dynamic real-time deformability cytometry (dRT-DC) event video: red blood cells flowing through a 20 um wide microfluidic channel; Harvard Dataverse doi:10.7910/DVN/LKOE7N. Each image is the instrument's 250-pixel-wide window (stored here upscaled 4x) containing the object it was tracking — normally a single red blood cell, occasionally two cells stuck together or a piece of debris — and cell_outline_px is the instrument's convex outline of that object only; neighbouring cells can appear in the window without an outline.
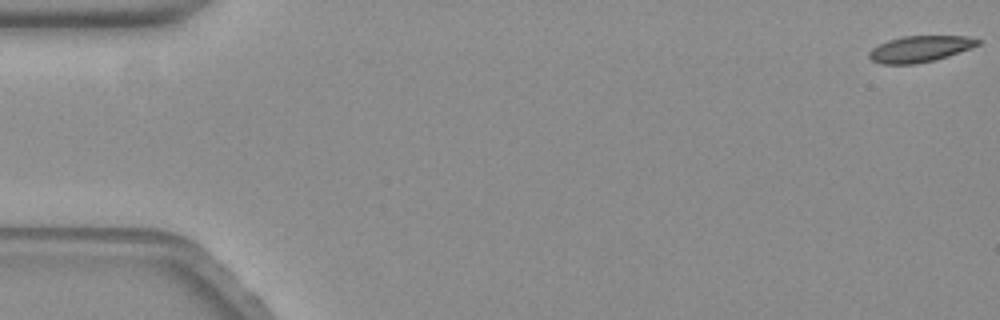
{"species": "common noctule bat (a hibernating species)", "species_latin": "Nyctalus noctula", "temperature_condition": "warm", "stored_images_in_passage": 60, "camera_frame_rate_fps": 3000, "um_per_image_px": 0.085, "animal": {"sex": "female", "body_mass_g": 19.3, "forearm_length_mm": 54.1}, "frame": {"image": 1, "passage_image": 1, "time_ms": 0.0, "image_size_px": [1000, 320], "cell_outline_px": [[980, 44], [948, 56], [916, 64], [880, 64], [872, 60], [868, 56], [868, 52], [872, 48], [888, 40], [904, 36], [968, 36], [980, 40]], "centroid_in_image_um": [78.17, 4.16], "position_along_channel_um": 6.8, "area_um2": 16.47}}
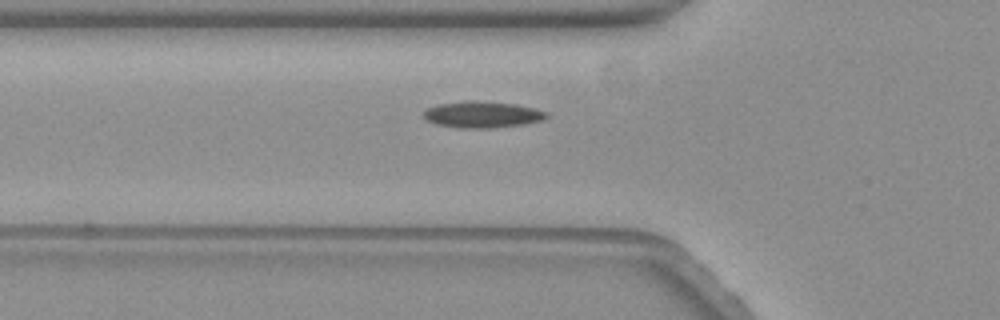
{"frame": {"image": 2, "passage_image": 21, "time_ms": 6.667, "image_size_px": [1000, 320], "cell_outline_px": [[548, 116], [540, 120], [524, 124], [488, 128], [460, 128], [436, 124], [428, 120], [424, 116], [424, 112], [428, 108], [436, 104], [468, 100], [472, 100], [516, 104], [536, 108], [548, 112]], "centroid_in_image_um": [41.0, 9.72], "position_along_channel_um": 84.8, "area_um2": 18.84}}
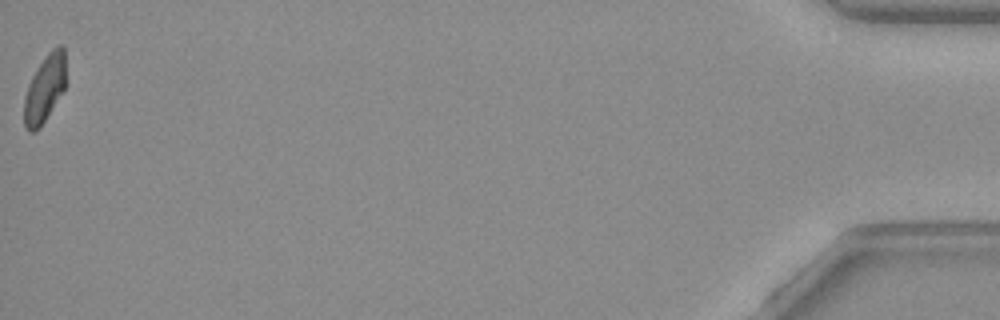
{"frame": {"image": 3, "passage_image": 60, "time_ms": 19.667, "image_size_px": [1000, 320], "cell_outline_px": [[68, 84], [44, 120], [32, 132], [28, 132], [24, 128], [24, 96], [28, 84], [32, 76], [48, 52], [56, 44], [60, 44], [64, 48]], "centroid_in_image_um": [3.84, 7.47], "position_along_channel_um": 431.4, "area_um2": 16.59}, "authors_computed_cell_mechanics": {"area_um2": 17.4556, "velocity_mm_per_s": 3.4822, "shape_relaxation_time_tau1_ms": null, "shape_relaxation_time_tau2_ms": 3.0911, "deformation_change_tau1": null, "deformation_change_tau2": 0.086}}